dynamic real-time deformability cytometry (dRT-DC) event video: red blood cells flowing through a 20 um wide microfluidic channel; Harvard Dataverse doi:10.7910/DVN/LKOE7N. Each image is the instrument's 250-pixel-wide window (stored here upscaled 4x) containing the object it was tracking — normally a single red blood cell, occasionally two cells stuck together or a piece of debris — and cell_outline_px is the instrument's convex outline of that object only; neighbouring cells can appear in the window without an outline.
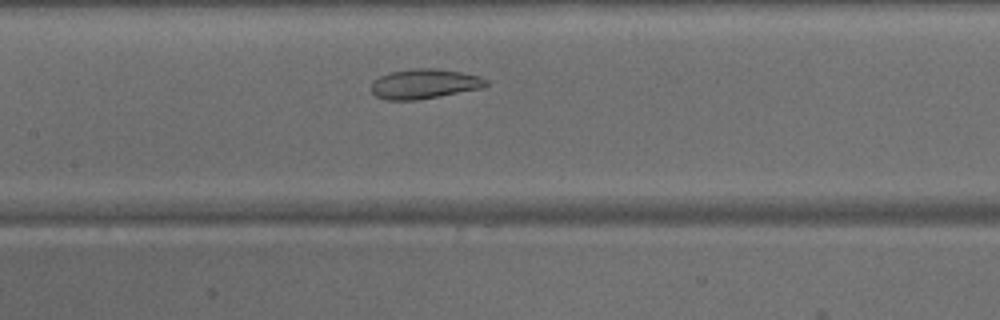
{"species": "common noctule bat (a hibernating species)", "species_latin": "Nyctalus noctula", "temperature_condition": "warm", "stored_images_in_passage": 32, "camera_frame_rate_fps": 3000, "um_per_image_px": 0.085, "animal": {"sex": "male", "body_mass_g": 15.6}, "frame": {"image": 1, "passage_image": 12, "time_ms": 3.667, "image_size_px": [1000, 320], "cell_outline_px": [[488, 84], [484, 88], [416, 100], [384, 100], [376, 96], [372, 92], [372, 80], [388, 72], [416, 68], [432, 68], [460, 72], [480, 76], [488, 80]], "centroid_in_image_um": [36.07, 7.13], "position_along_channel_um": 171.3, "area_um2": 20.0}}
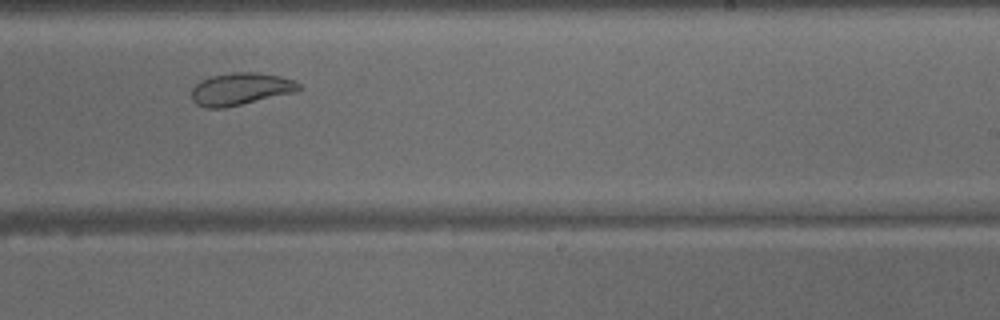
{"frame": {"image": 2, "passage_image": 19, "time_ms": 6.0, "image_size_px": [1000, 320], "cell_outline_px": [[304, 88], [296, 92], [224, 108], [204, 108], [196, 104], [192, 100], [192, 88], [196, 84], [212, 76], [232, 72], [256, 72], [280, 76], [292, 80], [300, 84]], "centroid_in_image_um": [20.47, 7.57], "position_along_channel_um": 268.5, "area_um2": 20.17}}
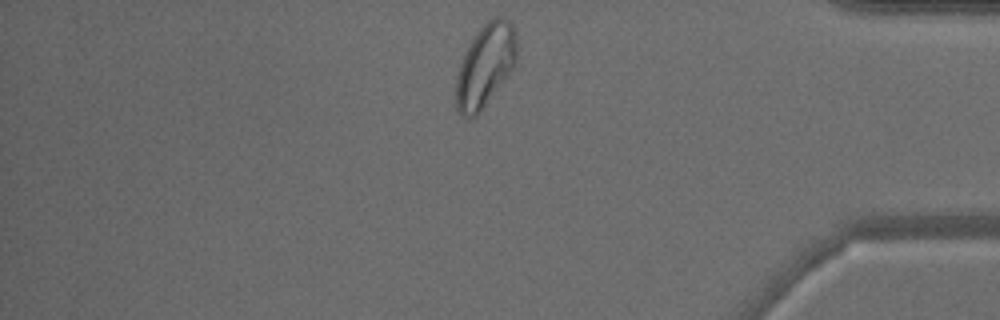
{"frame": {"image": 3, "passage_image": 30, "time_ms": 9.667, "image_size_px": [1000, 320], "cell_outline_px": [[516, 64], [476, 116], [460, 116], [456, 108], [456, 76], [460, 64], [472, 40], [480, 28], [492, 16], [500, 16], [508, 20], [516, 28]], "centroid_in_image_um": [41.26, 5.54], "position_along_channel_um": 393.9, "area_um2": 28.9}}